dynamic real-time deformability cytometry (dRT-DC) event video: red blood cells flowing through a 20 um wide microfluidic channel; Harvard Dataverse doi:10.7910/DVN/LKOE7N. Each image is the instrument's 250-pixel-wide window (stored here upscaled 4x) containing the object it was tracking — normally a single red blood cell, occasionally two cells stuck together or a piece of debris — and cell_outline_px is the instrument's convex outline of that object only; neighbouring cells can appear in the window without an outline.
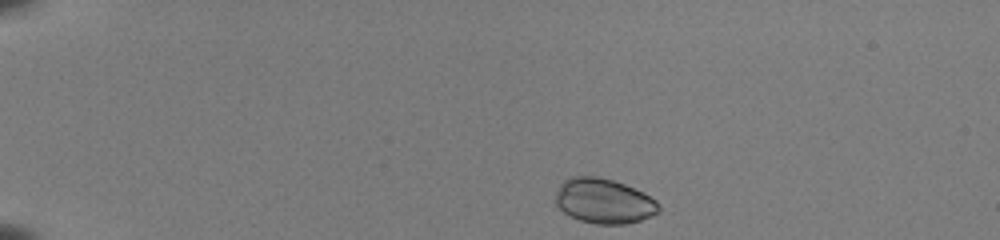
{"species": "common noctule bat (a hibernating species)", "species_latin": "Nyctalus noctula", "temperature_condition": "room temperature", "stored_images_in_passage": 42, "camera_frame_rate_fps": 3000, "um_per_image_px": 0.085, "animal": {"sex": "female", "body_mass_g": 22.0, "forearm_length_mm": 56.7}, "frame": {"image": 1, "passage_image": 1, "time_ms": 0.0, "image_size_px": [1000, 240], "cell_outline_px": [[660, 212], [652, 216], [640, 220], [624, 224], [596, 224], [580, 220], [564, 212], [556, 204], [556, 192], [560, 184], [564, 180], [572, 176], [596, 176], [612, 180], [624, 184], [656, 200], [660, 208]], "centroid_in_image_um": [51.32, 17.09], "position_along_channel_um": 33.7, "area_um2": 26.76}}
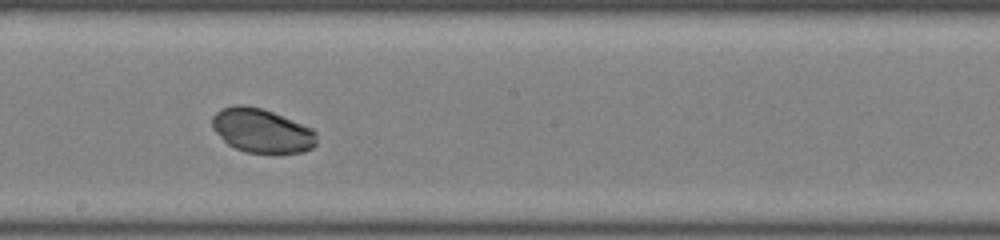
{"frame": {"image": 2, "passage_image": 22, "time_ms": 7.0, "image_size_px": [1000, 240], "cell_outline_px": [[316, 144], [312, 148], [304, 152], [244, 152], [228, 144], [212, 128], [212, 116], [220, 108], [236, 104], [244, 104], [260, 108], [272, 112], [312, 128], [316, 132]], "centroid_in_image_um": [22.23, 11.09], "position_along_channel_um": 226.0, "area_um2": 26.65}}
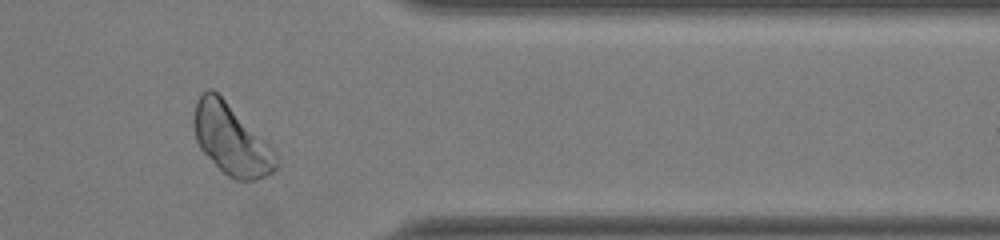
{"frame": {"image": 3, "passage_image": 35, "time_ms": 11.333, "image_size_px": [1000, 240], "cell_outline_px": [[276, 168], [272, 172], [256, 180], [236, 180], [228, 176], [200, 148], [196, 140], [192, 120], [196, 100], [208, 88], [212, 88], [272, 148], [276, 156]], "centroid_in_image_um": [19.61, 11.87], "position_along_channel_um": 391.8, "area_um2": 32.83}, "authors_computed_cell_mechanics": {"area_um2": 27.7151, "velocity_mm_per_s": 3.9773, "shape_relaxation_time_tau1_ms": 1.2528, "shape_relaxation_time_tau2_ms": null, "deformation_change_tau1": 0.0974, "deformation_change_tau2": null}}